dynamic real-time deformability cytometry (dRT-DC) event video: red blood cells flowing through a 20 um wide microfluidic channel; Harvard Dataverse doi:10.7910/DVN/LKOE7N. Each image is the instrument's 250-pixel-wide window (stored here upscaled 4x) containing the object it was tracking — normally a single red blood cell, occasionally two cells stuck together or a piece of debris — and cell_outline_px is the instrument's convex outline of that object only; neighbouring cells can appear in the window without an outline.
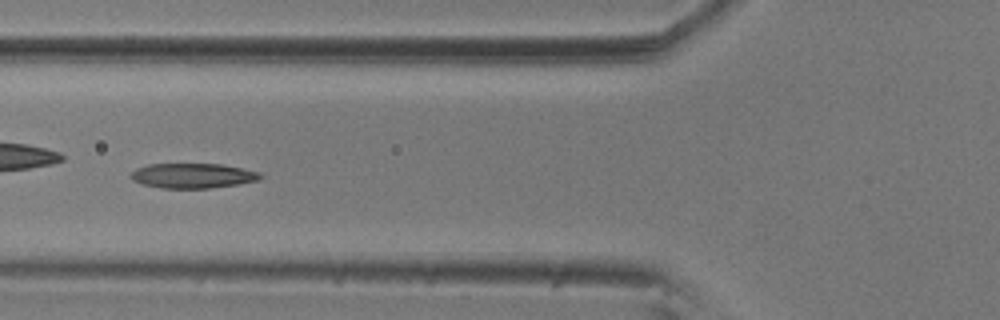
{"species": "common noctule bat (a hibernating species)", "species_latin": "Nyctalus noctula", "temperature_condition": "room temperature", "stored_images_in_passage": 9, "camera_frame_rate_fps": 3000, "um_per_image_px": 0.085, "animal": {"sex": "male", "body_mass_g": 20.5, "forearm_length_mm": 52.5}, "frame": {"image": 1, "passage_image": 6, "time_ms": 1.667, "image_size_px": [1000, 320], "cell_outline_px": [[264, 176], [256, 180], [240, 184], [208, 188], [160, 188], [144, 184], [132, 180], [128, 176], [136, 168], [148, 164], [220, 164], [260, 172]], "centroid_in_image_um": [16.36, 14.93], "position_along_channel_um": 109.4, "area_um2": 18.73}}
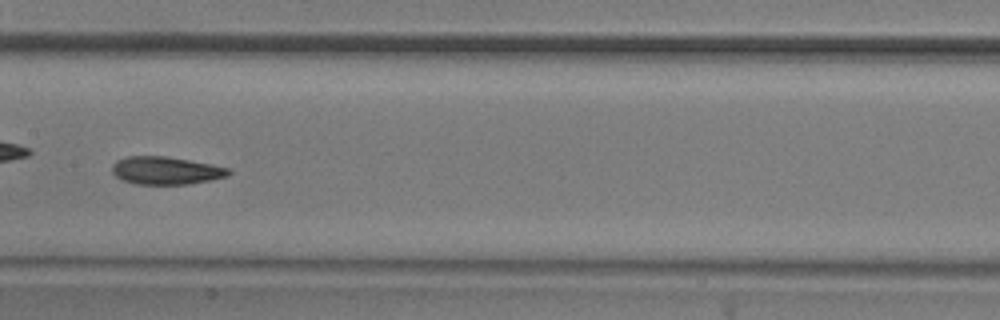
{"frame": {"image": 2, "passage_image": 8, "time_ms": 2.333, "image_size_px": [1000, 320], "cell_outline_px": [[232, 172], [228, 176], [188, 184], [136, 184], [120, 180], [112, 172], [112, 164], [116, 160], [128, 156], [164, 156], [188, 160], [228, 168]], "centroid_in_image_um": [14.04, 14.5], "position_along_channel_um": 193.4, "area_um2": 18.73}}
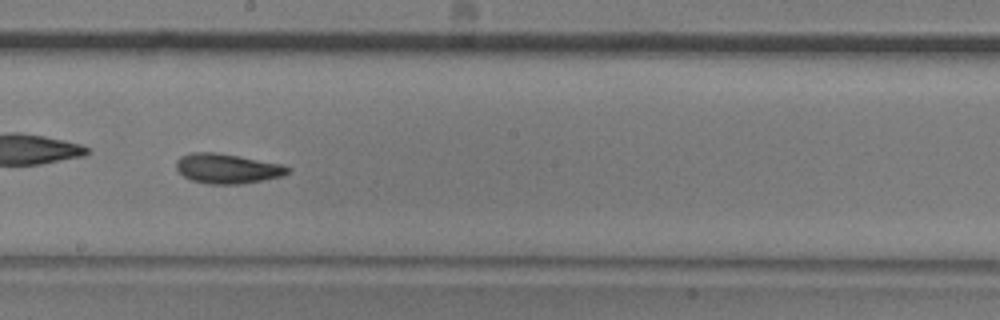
{"frame": {"image": 3, "passage_image": 9, "time_ms": 2.667, "image_size_px": [1000, 320], "cell_outline_px": [[292, 168], [284, 176], [240, 184], [208, 184], [192, 180], [184, 176], [176, 168], [176, 160], [180, 156], [192, 152], [216, 152], [280, 164]], "centroid_in_image_um": [19.3, 14.33], "position_along_channel_um": 228.9, "area_um2": 19.25}}